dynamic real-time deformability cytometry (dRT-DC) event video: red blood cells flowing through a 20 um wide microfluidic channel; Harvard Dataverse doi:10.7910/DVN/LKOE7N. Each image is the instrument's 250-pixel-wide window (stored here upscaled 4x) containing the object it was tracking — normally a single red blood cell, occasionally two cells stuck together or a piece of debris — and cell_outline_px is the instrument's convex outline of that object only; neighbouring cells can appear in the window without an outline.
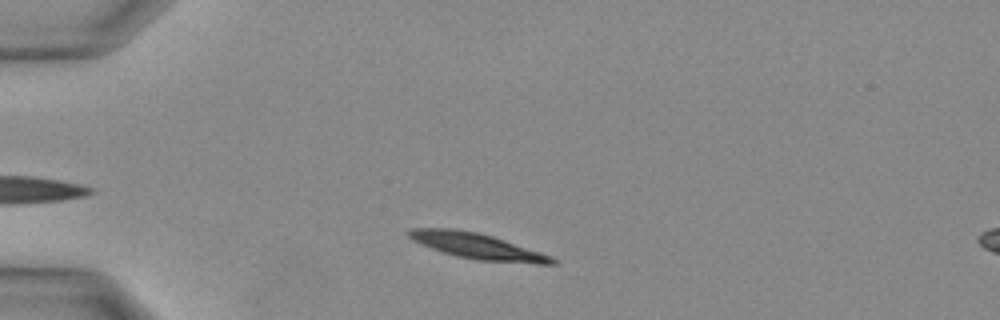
{"species": "Egyptian fruit bat (a non-hibernating species)", "species_latin": "Rousettus aegyptiacus", "temperature_condition": "warm", "stored_images_in_passage": 29, "camera_frame_rate_fps": 3000, "um_per_image_px": 0.085, "animal": {"sex": "female"}, "frame": {"image": 1, "passage_image": 3, "time_ms": 0.667, "image_size_px": [1000, 320], "cell_outline_px": [[556, 264], [536, 264], [476, 260], [456, 256], [432, 248], [412, 240], [408, 236], [408, 228], [456, 228], [476, 232], [492, 236], [552, 256], [556, 260]], "centroid_in_image_um": [40.56, 20.92], "position_along_channel_um": 44.4, "area_um2": 21.39}}
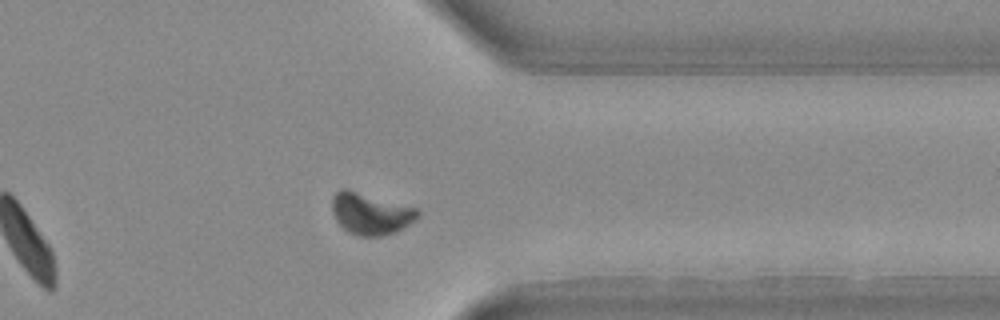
{"frame": {"image": 2, "passage_image": 22, "time_ms": 7.0, "image_size_px": [1000, 320], "cell_outline_px": [[420, 216], [396, 232], [380, 236], [356, 236], [348, 232], [336, 220], [332, 212], [332, 196], [340, 188], [348, 188], [416, 208], [420, 212]], "centroid_in_image_um": [31.47, 18.15], "position_along_channel_um": 379.9, "area_um2": 20.87}}
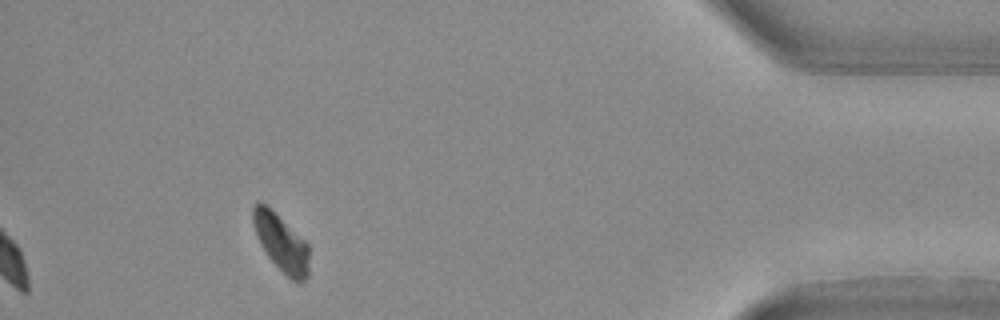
{"frame": {"image": 3, "passage_image": 26, "time_ms": 8.333, "image_size_px": [1000, 320], "cell_outline_px": [[308, 276], [304, 280], [292, 280], [268, 256], [260, 244], [256, 236], [252, 224], [252, 208], [256, 200], [260, 200], [268, 204], [308, 244]], "centroid_in_image_um": [23.84, 20.52], "position_along_channel_um": 411.4, "area_um2": 18.73}}